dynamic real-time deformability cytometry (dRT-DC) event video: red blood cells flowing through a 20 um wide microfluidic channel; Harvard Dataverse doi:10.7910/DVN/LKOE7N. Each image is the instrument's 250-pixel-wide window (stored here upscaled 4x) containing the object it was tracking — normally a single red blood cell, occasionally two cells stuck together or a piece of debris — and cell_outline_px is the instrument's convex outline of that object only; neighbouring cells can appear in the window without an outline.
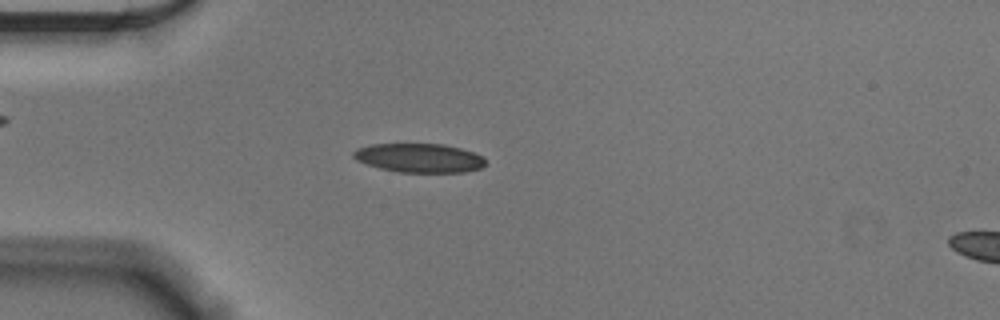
{"species": "Egyptian fruit bat (a non-hibernating species)", "species_latin": "Rousettus aegyptiacus", "temperature_condition": "cold", "stored_images_in_passage": 43, "camera_frame_rate_fps": 3000, "um_per_image_px": 0.085, "animal": {"sex": "male"}, "frame": {"image": 1, "passage_image": 3, "time_ms": 0.667, "image_size_px": [1000, 320], "cell_outline_px": [[484, 164], [480, 168], [464, 172], [400, 172], [380, 168], [356, 160], [352, 156], [352, 152], [356, 148], [372, 144], [444, 144], [460, 148], [484, 156]], "centroid_in_image_um": [35.61, 13.42], "position_along_channel_um": 49.4, "area_um2": 22.2}}
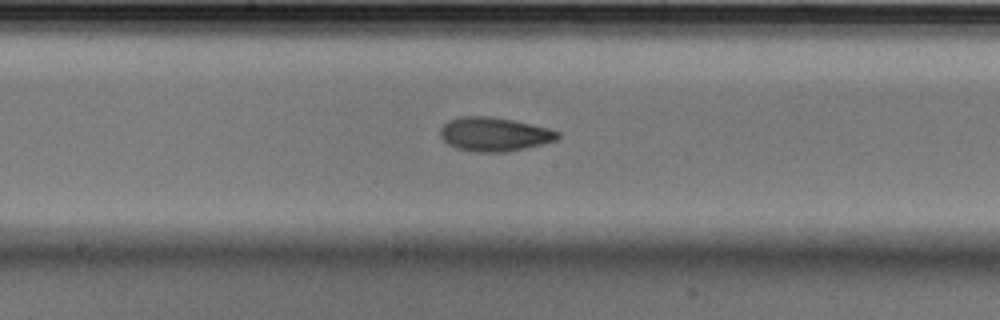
{"frame": {"image": 2, "passage_image": 17, "time_ms": 5.333, "image_size_px": [1000, 320], "cell_outline_px": [[560, 136], [556, 140], [524, 148], [504, 152], [476, 152], [456, 148], [448, 144], [440, 136], [440, 128], [448, 120], [460, 116], [488, 116], [512, 120], [548, 128], [560, 132]], "centroid_in_image_um": [41.98, 11.4], "position_along_channel_um": 206.2, "area_um2": 23.06}}
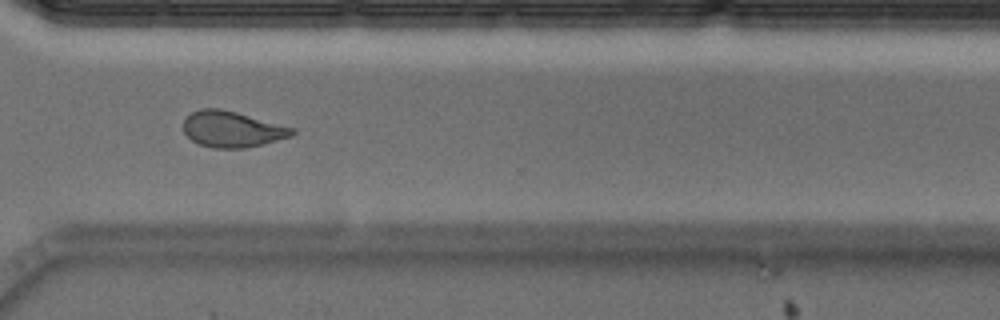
{"frame": {"image": 3, "passage_image": 29, "time_ms": 9.333, "image_size_px": [1000, 320], "cell_outline_px": [[296, 132], [292, 136], [264, 144], [244, 148], [212, 148], [200, 144], [192, 140], [184, 132], [184, 120], [192, 112], [200, 108], [220, 108], [236, 112], [296, 128]], "centroid_in_image_um": [19.76, 10.98], "position_along_channel_um": 350.8, "area_um2": 22.83}, "authors_computed_cell_mechanics": {"area_um2": 22.7732, "velocity_mm_per_s": 3.6325, "shape_relaxation_time_tau1_ms": 6.8138, "shape_relaxation_time_tau2_ms": 2.4911, "deformation_change_tau1": 0.1642, "deformation_change_tau2": 0.0851}}